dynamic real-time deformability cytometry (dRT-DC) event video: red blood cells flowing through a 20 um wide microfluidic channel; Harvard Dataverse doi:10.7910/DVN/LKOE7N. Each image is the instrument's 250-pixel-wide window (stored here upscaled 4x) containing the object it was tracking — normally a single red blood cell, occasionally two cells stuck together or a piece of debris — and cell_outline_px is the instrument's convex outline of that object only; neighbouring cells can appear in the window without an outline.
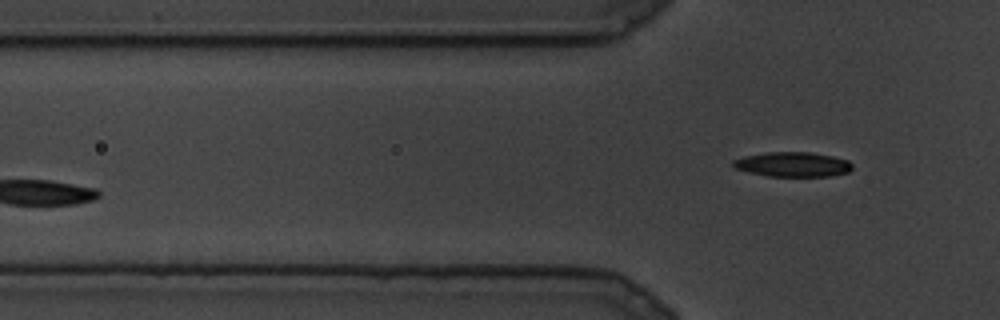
{"species": "common noctule bat (a hibernating species)", "species_latin": "Nyctalus noctula", "temperature_condition": "cold", "stored_images_in_passage": 9, "camera_frame_rate_fps": 3000, "um_per_image_px": 0.085, "animal": {"sex": "male", "body_mass_g": 19.5, "forearm_length_mm": 54.6}, "frame": {"image": 1, "passage_image": 9, "time_ms": 2.667, "image_size_px": [1000, 320], "cell_outline_px": [[852, 168], [848, 172], [828, 176], [768, 176], [748, 172], [736, 168], [732, 164], [732, 160], [744, 156], [764, 152], [812, 152], [832, 156], [848, 160], [852, 164]], "centroid_in_image_um": [67.37, 13.96], "position_along_channel_um": 58.4, "area_um2": 17.17}}